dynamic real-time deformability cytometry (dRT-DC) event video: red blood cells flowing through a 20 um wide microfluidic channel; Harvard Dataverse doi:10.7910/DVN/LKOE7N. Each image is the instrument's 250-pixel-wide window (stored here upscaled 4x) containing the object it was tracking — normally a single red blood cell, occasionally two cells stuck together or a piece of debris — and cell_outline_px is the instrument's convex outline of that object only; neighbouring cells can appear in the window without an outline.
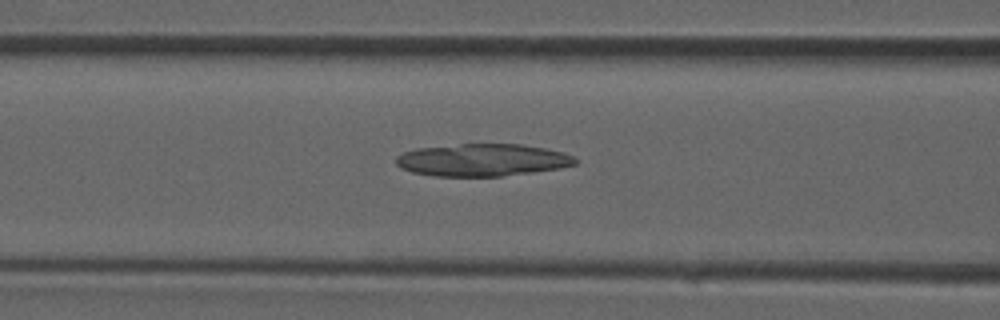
{"species": "common noctule bat (a hibernating species)", "species_latin": "Nyctalus noctula", "temperature_condition": "room temperature", "stored_images_in_passage": 35, "camera_frame_rate_fps": 3000, "um_per_image_px": 0.085, "animal": {"sex": "male", "forearm_length_mm": 52.5}, "frame": {"image": 1, "passage_image": 16, "time_ms": 5.0, "image_size_px": [1000, 320], "cell_outline_px": [[580, 160], [576, 164], [560, 168], [532, 172], [500, 176], [436, 176], [412, 172], [400, 168], [396, 164], [396, 156], [404, 152], [416, 148], [460, 144], [524, 144], [564, 152]], "centroid_in_image_um": [41.01, 13.59], "position_along_channel_um": 125.6, "area_um2": 33.87}}
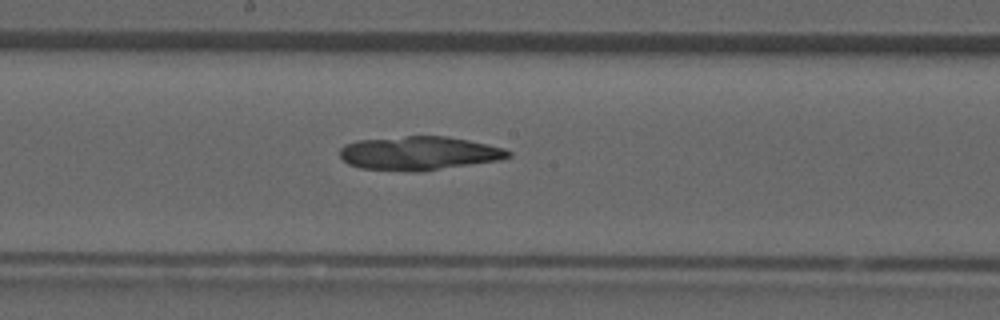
{"frame": {"image": 2, "passage_image": 21, "time_ms": 6.667, "image_size_px": [1000, 320], "cell_outline_px": [[512, 156], [500, 160], [420, 172], [416, 172], [360, 168], [348, 164], [340, 156], [340, 148], [344, 144], [356, 140], [404, 136], [448, 136], [488, 144], [504, 148], [512, 152]], "centroid_in_image_um": [35.62, 13.02], "position_along_channel_um": 212.6, "area_um2": 33.41}}
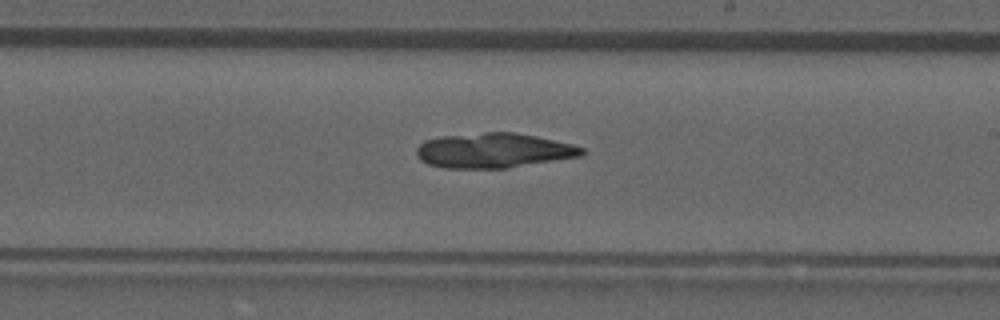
{"frame": {"image": 3, "passage_image": 23, "time_ms": 7.333, "image_size_px": [1000, 320], "cell_outline_px": [[584, 152], [580, 156], [508, 168], [444, 168], [428, 164], [420, 160], [416, 156], [416, 148], [424, 140], [440, 136], [484, 132], [516, 132], [536, 136], [572, 144], [584, 148]], "centroid_in_image_um": [41.91, 12.79], "position_along_channel_um": 247.1, "area_um2": 33.7}}